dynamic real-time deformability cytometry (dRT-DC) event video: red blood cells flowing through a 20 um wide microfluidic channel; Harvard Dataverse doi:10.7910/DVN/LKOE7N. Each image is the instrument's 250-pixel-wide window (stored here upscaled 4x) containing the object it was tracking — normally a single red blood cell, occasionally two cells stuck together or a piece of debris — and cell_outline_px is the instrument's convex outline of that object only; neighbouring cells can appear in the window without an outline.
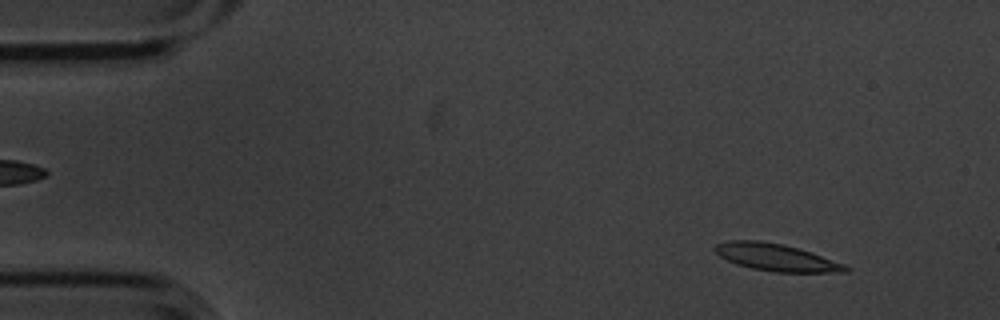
{"species": "common noctule bat (a hibernating species)", "species_latin": "Nyctalus noctula", "temperature_condition": "cold", "stored_images_in_passage": 6, "camera_frame_rate_fps": 3000, "um_per_image_px": 0.085, "animal": {"sex": "male", "body_mass_g": 20.1, "forearm_length_mm": 53.5}, "frame": {"image": 1, "passage_image": 1, "time_ms": 0.0, "image_size_px": [1000, 320], "cell_outline_px": [[852, 268], [848, 272], [776, 272], [752, 268], [736, 264], [720, 256], [712, 248], [716, 244], [728, 240], [756, 240], [784, 244], [812, 252], [844, 264]], "centroid_in_image_um": [65.98, 21.87], "position_along_channel_um": 19.0, "area_um2": 20.69}}
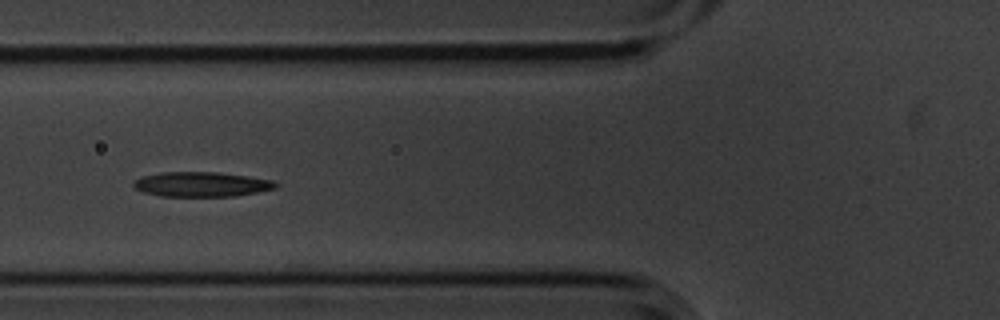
{"frame": {"image": 2, "passage_image": 5, "time_ms": 1.333, "image_size_px": [1000, 320], "cell_outline_px": [[280, 184], [276, 188], [236, 196], [160, 196], [144, 192], [136, 188], [132, 184], [132, 180], [144, 176], [160, 172], [216, 172], [248, 176], [272, 180]], "centroid_in_image_um": [17.12, 15.66], "position_along_channel_um": 108.7, "area_um2": 20.52}}
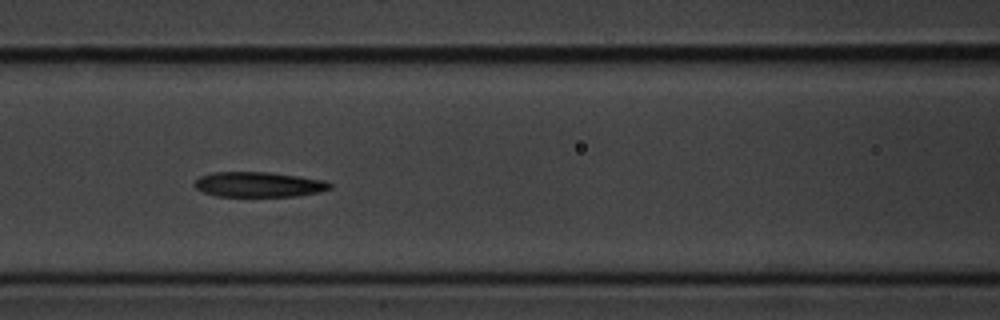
{"frame": {"image": 3, "passage_image": 6, "time_ms": 1.667, "image_size_px": [1000, 320], "cell_outline_px": [[332, 188], [320, 192], [296, 196], [216, 196], [204, 192], [196, 188], [192, 184], [200, 176], [212, 172], [268, 172], [324, 180], [332, 184]], "centroid_in_image_um": [21.98, 15.68], "position_along_channel_um": 144.6, "area_um2": 19.77}}